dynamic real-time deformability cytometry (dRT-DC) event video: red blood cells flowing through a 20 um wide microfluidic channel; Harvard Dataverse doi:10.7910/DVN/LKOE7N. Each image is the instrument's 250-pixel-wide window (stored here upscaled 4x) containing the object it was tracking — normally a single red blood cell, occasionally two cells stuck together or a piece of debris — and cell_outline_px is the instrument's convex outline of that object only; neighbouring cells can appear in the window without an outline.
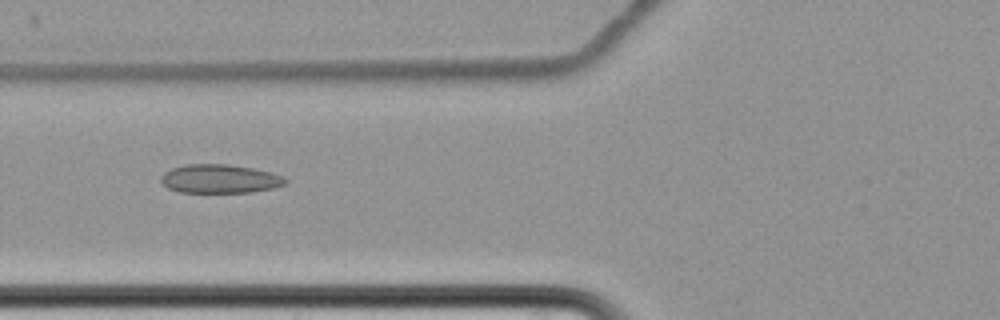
{"species": "common noctule bat (a hibernating species)", "species_latin": "Nyctalus noctula", "temperature_condition": "cold", "stored_images_in_passage": 12, "camera_frame_rate_fps": 3000, "um_per_image_px": 0.085, "animal": {"sex": "female", "body_mass_g": 22.7, "forearm_length_mm": 54.2}, "frame": {"image": 1, "passage_image": 7, "time_ms": 8.0, "image_size_px": [1000, 320], "cell_outline_px": [[288, 180], [284, 184], [272, 188], [252, 192], [180, 192], [168, 188], [160, 180], [160, 176], [164, 172], [172, 168], [184, 164], [228, 164], [252, 168], [272, 172], [284, 176]], "centroid_in_image_um": [18.68, 15.19], "position_along_channel_um": 107.1, "area_um2": 20.87}}
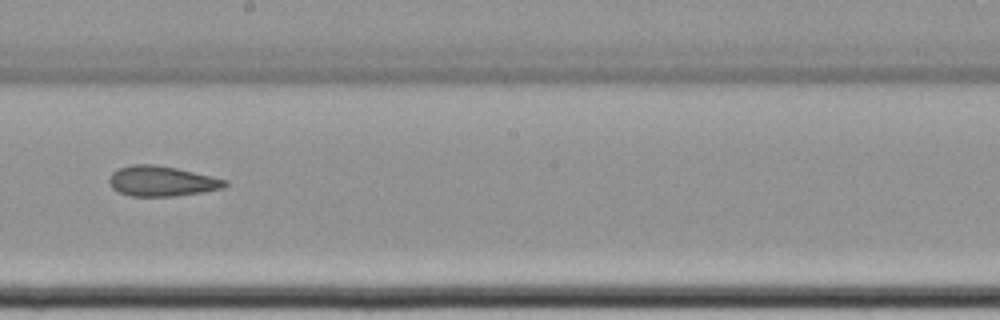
{"frame": {"image": 2, "passage_image": 10, "time_ms": 11.667, "image_size_px": [1000, 320], "cell_outline_px": [[228, 184], [224, 188], [176, 196], [132, 196], [120, 192], [112, 188], [108, 180], [112, 172], [120, 168], [132, 164], [152, 164], [176, 168], [228, 180]], "centroid_in_image_um": [13.74, 15.39], "position_along_channel_um": 234.5, "area_um2": 20.23}}
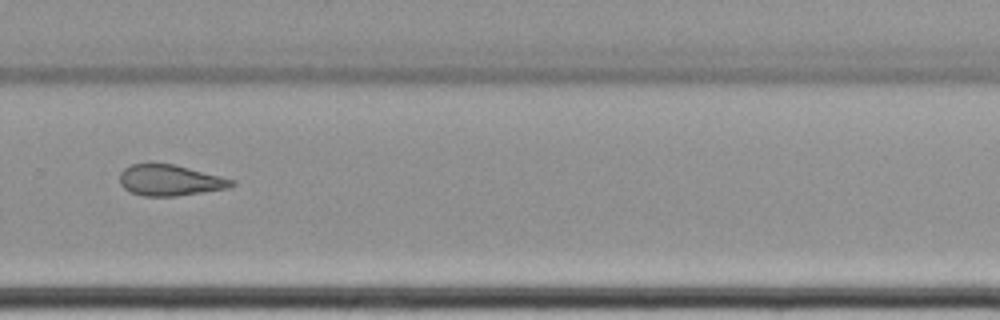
{"frame": {"image": 3, "passage_image": 12, "time_ms": 14.0, "image_size_px": [1000, 320], "cell_outline_px": [[236, 184], [224, 188], [176, 196], [144, 196], [132, 192], [124, 188], [120, 184], [120, 172], [124, 168], [132, 164], [172, 164], [236, 180]], "centroid_in_image_um": [14.42, 15.32], "position_along_channel_um": 315.4, "area_um2": 19.77}}